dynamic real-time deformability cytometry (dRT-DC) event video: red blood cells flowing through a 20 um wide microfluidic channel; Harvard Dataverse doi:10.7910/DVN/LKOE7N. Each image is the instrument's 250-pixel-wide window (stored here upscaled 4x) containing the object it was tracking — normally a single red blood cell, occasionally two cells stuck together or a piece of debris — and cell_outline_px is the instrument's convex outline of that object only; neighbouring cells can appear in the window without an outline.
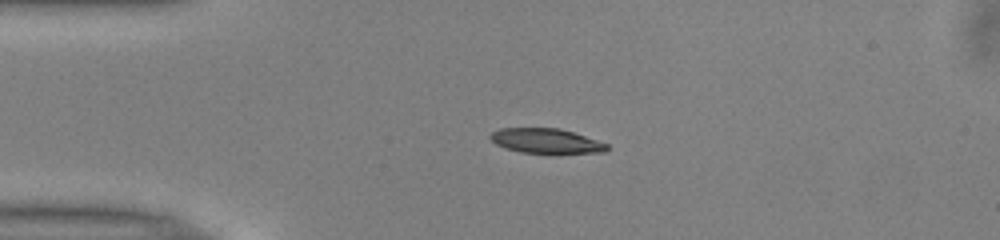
{"species": "common noctule bat (a hibernating species)", "species_latin": "Nyctalus noctula", "temperature_condition": "warm", "stored_images_in_passage": 40, "camera_frame_rate_fps": 3000, "um_per_image_px": 0.085, "animal": {"sex": "male", "body_mass_g": 13.0, "forearm_length_mm": 53.1}, "frame": {"image": 1, "passage_image": 1, "time_ms": 0.0, "image_size_px": [1000, 240], "cell_outline_px": [[608, 148], [604, 152], [520, 152], [504, 148], [496, 144], [488, 136], [492, 132], [500, 128], [560, 128], [608, 144]], "centroid_in_image_um": [46.35, 11.96], "position_along_channel_um": 38.6, "area_um2": 16.42}}
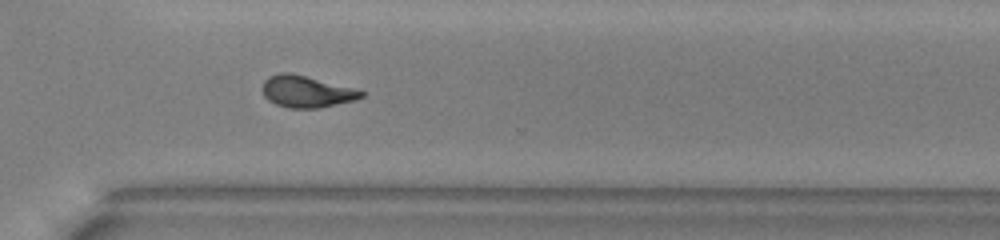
{"frame": {"image": 2, "passage_image": 26, "time_ms": 8.333, "image_size_px": [1000, 240], "cell_outline_px": [[364, 96], [356, 100], [320, 108], [288, 108], [276, 104], [268, 100], [264, 96], [260, 88], [264, 80], [268, 76], [280, 72], [288, 72], [352, 88], [364, 92]], "centroid_in_image_um": [25.99, 7.79], "position_along_channel_um": 344.6, "area_um2": 18.21}}
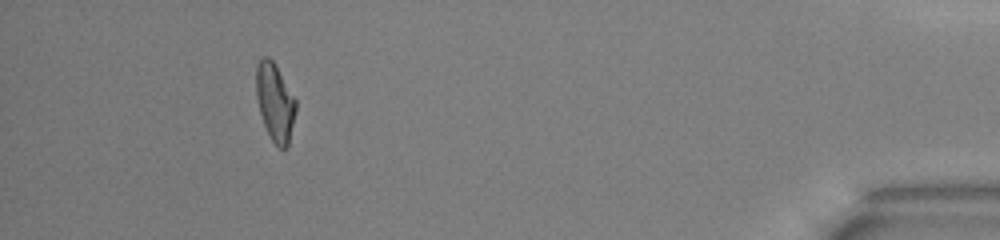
{"frame": {"image": 3, "passage_image": 36, "time_ms": 11.667, "image_size_px": [1000, 240], "cell_outline_px": [[296, 112], [288, 148], [280, 148], [272, 140], [264, 124], [260, 112], [256, 96], [256, 64], [260, 56], [268, 56], [272, 60], [296, 100]], "centroid_in_image_um": [23.37, 8.67], "position_along_channel_um": 411.8, "area_um2": 17.92}, "authors_computed_cell_mechanics": {"area_um2": 18.2359, "velocity_mm_per_s": 4.0241, "shape_relaxation_time_tau1_ms": 6.2745, "shape_relaxation_time_tau2_ms": 2.4006, "deformation_change_tau1": 0.2008, "deformation_change_tau2": 0.1027}}